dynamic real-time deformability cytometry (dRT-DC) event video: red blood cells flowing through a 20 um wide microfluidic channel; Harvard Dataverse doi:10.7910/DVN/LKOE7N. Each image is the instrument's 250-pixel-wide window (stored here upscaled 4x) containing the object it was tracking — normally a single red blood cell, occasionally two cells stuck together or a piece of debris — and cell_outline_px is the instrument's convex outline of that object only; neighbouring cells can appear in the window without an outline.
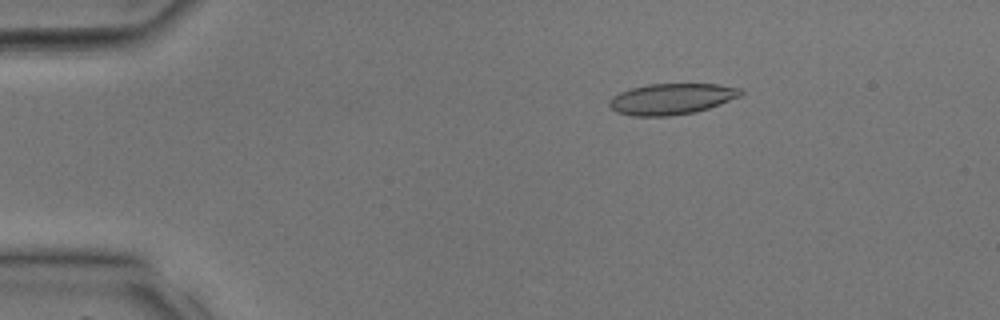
{"species": "common noctule bat (a hibernating species)", "species_latin": "Nyctalus noctula", "temperature_condition": "room temperature", "stored_images_in_passage": 35, "camera_frame_rate_fps": 3000, "um_per_image_px": 0.085, "animal": {"sex": "male", "body_mass_g": 17.9, "forearm_length_mm": 54.2}, "frame": {"image": 1, "passage_image": 6, "time_ms": 1.667, "image_size_px": [1000, 320], "cell_outline_px": [[744, 92], [740, 96], [720, 104], [696, 112], [668, 116], [632, 116], [616, 112], [608, 104], [608, 100], [612, 96], [620, 92], [632, 88], [648, 84], [720, 84], [740, 88]], "centroid_in_image_um": [57.07, 8.41], "position_along_channel_um": 27.9, "area_um2": 23.81}}
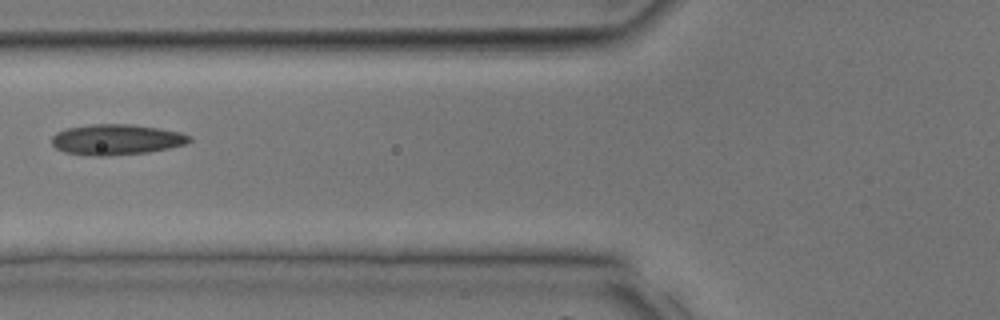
{"frame": {"image": 2, "passage_image": 14, "time_ms": 4.333, "image_size_px": [1000, 320], "cell_outline_px": [[192, 140], [184, 144], [168, 148], [148, 152], [108, 156], [92, 156], [64, 152], [56, 148], [52, 144], [52, 136], [56, 132], [68, 128], [92, 124], [132, 124], [160, 128], [180, 132], [192, 136]], "centroid_in_image_um": [9.89, 11.86], "position_along_channel_um": 115.9, "area_um2": 24.62}}
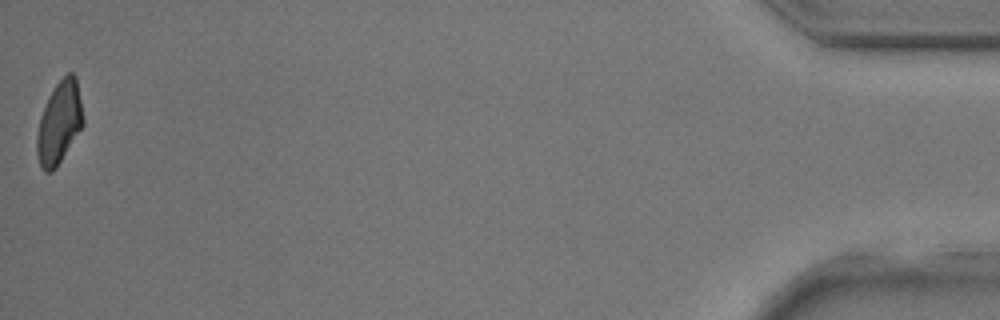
{"frame": {"image": 3, "passage_image": 35, "time_ms": 11.333, "image_size_px": [1000, 320], "cell_outline_px": [[84, 124], [56, 168], [52, 172], [44, 172], [40, 164], [36, 152], [36, 136], [40, 116], [56, 84], [68, 72], [72, 72], [76, 76], [84, 120]], "centroid_in_image_um": [5.04, 10.45], "position_along_channel_um": 430.2, "area_um2": 21.96}}